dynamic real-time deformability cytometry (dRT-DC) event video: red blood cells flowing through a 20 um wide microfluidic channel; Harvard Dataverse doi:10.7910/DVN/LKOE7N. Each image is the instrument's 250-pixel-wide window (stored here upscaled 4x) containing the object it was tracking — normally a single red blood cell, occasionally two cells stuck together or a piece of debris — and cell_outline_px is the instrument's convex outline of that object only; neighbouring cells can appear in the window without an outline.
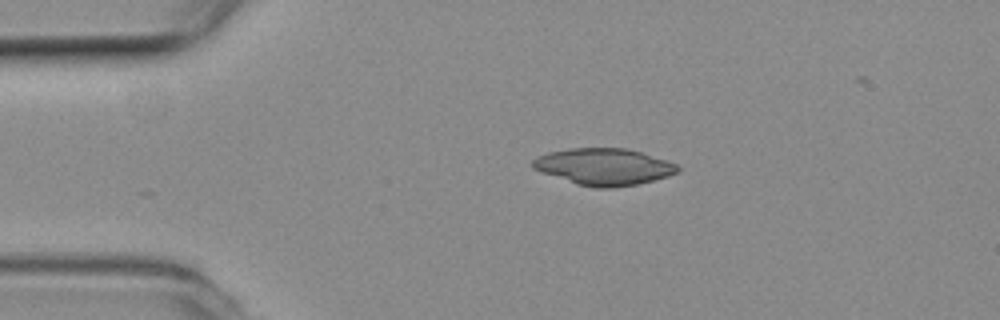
{"species": "common noctule bat (a hibernating species)", "species_latin": "Nyctalus noctula", "temperature_condition": "room temperature", "stored_images_in_passage": 44, "camera_frame_rate_fps": 3000, "um_per_image_px": 0.085, "animal": {"sex": "female", "body_mass_g": 19.3, "forearm_length_mm": 54.1}, "frame": {"image": 1, "passage_image": 1, "time_ms": 0.0, "image_size_px": [1000, 320], "cell_outline_px": [[680, 172], [668, 176], [636, 184], [612, 188], [596, 188], [576, 184], [532, 168], [528, 164], [536, 156], [548, 152], [568, 148], [628, 148], [676, 164], [680, 168]], "centroid_in_image_um": [51.28, 14.16], "position_along_channel_um": 33.7, "area_um2": 30.98}}
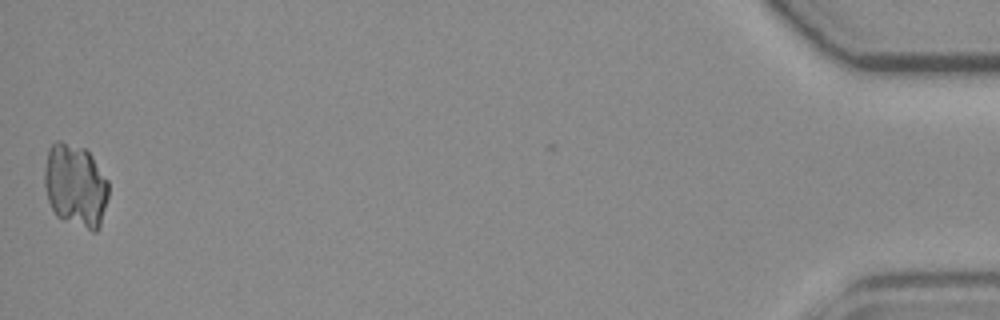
{"frame": {"image": 2, "passage_image": 43, "time_ms": 14.0, "image_size_px": [1000, 320], "cell_outline_px": [[108, 196], [100, 228], [96, 232], [92, 232], [64, 220], [56, 216], [48, 200], [44, 184], [44, 168], [48, 148], [56, 140], [60, 140], [84, 148], [92, 156], [108, 180]], "centroid_in_image_um": [6.41, 15.77], "position_along_channel_um": 428.8, "area_um2": 31.39}}